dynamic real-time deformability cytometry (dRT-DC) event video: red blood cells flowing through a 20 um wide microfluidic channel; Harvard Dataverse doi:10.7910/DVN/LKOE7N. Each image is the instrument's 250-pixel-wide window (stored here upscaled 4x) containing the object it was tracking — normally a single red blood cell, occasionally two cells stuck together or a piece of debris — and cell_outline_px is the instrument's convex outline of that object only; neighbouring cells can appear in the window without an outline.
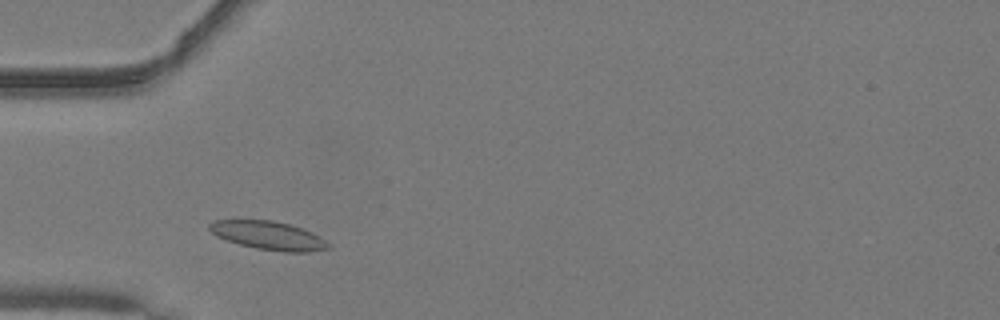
{"species": "common noctule bat (a hibernating species)", "species_latin": "Nyctalus noctula", "temperature_condition": "warm", "stored_images_in_passage": 39, "camera_frame_rate_fps": 3000, "um_per_image_px": 0.085, "animal": {"sex": "male", "body_mass_g": 19.2, "forearm_length_mm": 51.8}, "frame": {"image": 1, "passage_image": 5, "time_ms": 1.333, "image_size_px": [1000, 320], "cell_outline_px": [[332, 248], [308, 252], [284, 252], [256, 248], [240, 244], [216, 236], [208, 228], [208, 224], [212, 220], [272, 220], [288, 224], [312, 232], [324, 240]], "centroid_in_image_um": [22.8, 20.01], "position_along_channel_um": 62.2, "area_um2": 19.54}}
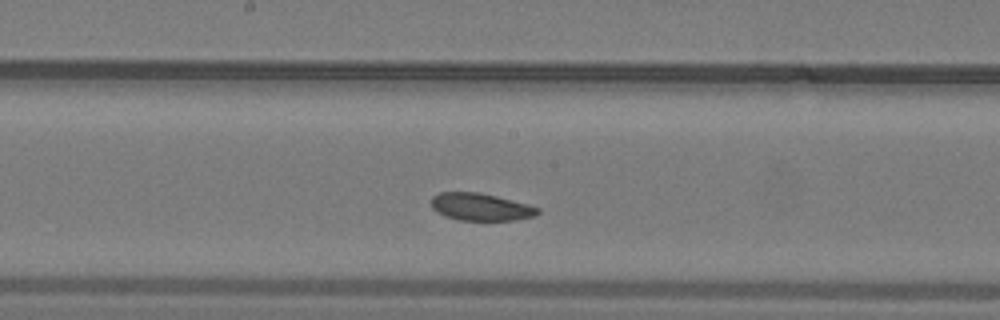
{"frame": {"image": 2, "passage_image": 16, "time_ms": 5.0, "image_size_px": [1000, 320], "cell_outline_px": [[540, 212], [532, 216], [516, 220], [460, 220], [444, 216], [436, 212], [432, 208], [432, 196], [440, 192], [476, 192], [496, 196], [528, 204], [540, 208]], "centroid_in_image_um": [40.84, 17.59], "position_along_channel_um": 207.4, "area_um2": 16.94}}
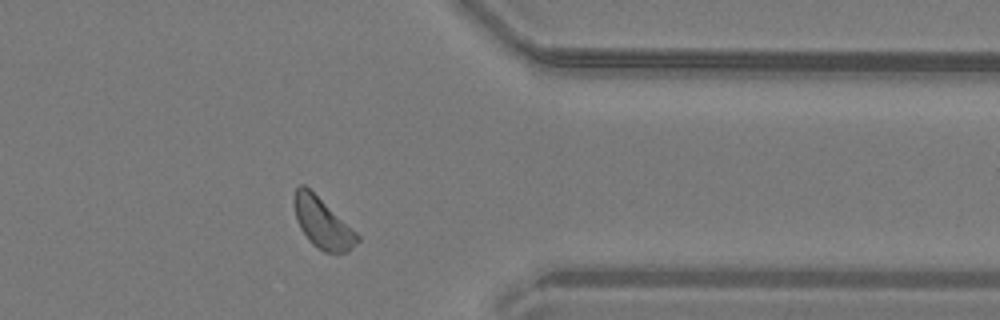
{"frame": {"image": 3, "passage_image": 30, "time_ms": 9.667, "image_size_px": [1000, 320], "cell_outline_px": [[360, 240], [348, 252], [324, 252], [312, 244], [308, 240], [300, 228], [296, 220], [296, 188], [300, 184], [304, 184], [356, 232], [360, 236]], "centroid_in_image_um": [27.44, 19.01], "position_along_channel_um": 384.0, "area_um2": 17.92}}